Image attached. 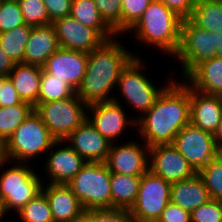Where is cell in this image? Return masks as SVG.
Segmentation results:
<instances>
[{"label":"cell","mask_w":222,"mask_h":222,"mask_svg":"<svg viewBox=\"0 0 222 222\" xmlns=\"http://www.w3.org/2000/svg\"><path fill=\"white\" fill-rule=\"evenodd\" d=\"M152 0H121V35L129 31L142 17Z\"/></svg>","instance_id":"cell-34"},{"label":"cell","mask_w":222,"mask_h":222,"mask_svg":"<svg viewBox=\"0 0 222 222\" xmlns=\"http://www.w3.org/2000/svg\"><path fill=\"white\" fill-rule=\"evenodd\" d=\"M1 7H2V0H0V10H1Z\"/></svg>","instance_id":"cell-52"},{"label":"cell","mask_w":222,"mask_h":222,"mask_svg":"<svg viewBox=\"0 0 222 222\" xmlns=\"http://www.w3.org/2000/svg\"><path fill=\"white\" fill-rule=\"evenodd\" d=\"M198 175L208 189L211 199L222 202V162L216 156L209 160Z\"/></svg>","instance_id":"cell-32"},{"label":"cell","mask_w":222,"mask_h":222,"mask_svg":"<svg viewBox=\"0 0 222 222\" xmlns=\"http://www.w3.org/2000/svg\"><path fill=\"white\" fill-rule=\"evenodd\" d=\"M70 15L84 26L95 29L106 41L116 37L114 30L101 17L93 0H72Z\"/></svg>","instance_id":"cell-26"},{"label":"cell","mask_w":222,"mask_h":222,"mask_svg":"<svg viewBox=\"0 0 222 222\" xmlns=\"http://www.w3.org/2000/svg\"><path fill=\"white\" fill-rule=\"evenodd\" d=\"M51 22L71 14L72 0H43Z\"/></svg>","instance_id":"cell-39"},{"label":"cell","mask_w":222,"mask_h":222,"mask_svg":"<svg viewBox=\"0 0 222 222\" xmlns=\"http://www.w3.org/2000/svg\"><path fill=\"white\" fill-rule=\"evenodd\" d=\"M42 69L43 67L37 65L17 63L8 75L20 99L32 107L38 104Z\"/></svg>","instance_id":"cell-24"},{"label":"cell","mask_w":222,"mask_h":222,"mask_svg":"<svg viewBox=\"0 0 222 222\" xmlns=\"http://www.w3.org/2000/svg\"><path fill=\"white\" fill-rule=\"evenodd\" d=\"M26 25L32 27L51 24L43 0H19Z\"/></svg>","instance_id":"cell-33"},{"label":"cell","mask_w":222,"mask_h":222,"mask_svg":"<svg viewBox=\"0 0 222 222\" xmlns=\"http://www.w3.org/2000/svg\"><path fill=\"white\" fill-rule=\"evenodd\" d=\"M210 199L209 191L198 173L190 179L172 183L170 201L190 213Z\"/></svg>","instance_id":"cell-23"},{"label":"cell","mask_w":222,"mask_h":222,"mask_svg":"<svg viewBox=\"0 0 222 222\" xmlns=\"http://www.w3.org/2000/svg\"><path fill=\"white\" fill-rule=\"evenodd\" d=\"M88 110L91 116H87V120L112 144L115 139L121 136L120 134L126 129L127 125L137 126L134 118L131 119L126 116L120 100L118 101L116 97L112 102L89 104Z\"/></svg>","instance_id":"cell-13"},{"label":"cell","mask_w":222,"mask_h":222,"mask_svg":"<svg viewBox=\"0 0 222 222\" xmlns=\"http://www.w3.org/2000/svg\"><path fill=\"white\" fill-rule=\"evenodd\" d=\"M33 110L34 107L23 101L17 105L0 106V136L7 141Z\"/></svg>","instance_id":"cell-30"},{"label":"cell","mask_w":222,"mask_h":222,"mask_svg":"<svg viewBox=\"0 0 222 222\" xmlns=\"http://www.w3.org/2000/svg\"><path fill=\"white\" fill-rule=\"evenodd\" d=\"M4 1H13V2H19V0H4Z\"/></svg>","instance_id":"cell-51"},{"label":"cell","mask_w":222,"mask_h":222,"mask_svg":"<svg viewBox=\"0 0 222 222\" xmlns=\"http://www.w3.org/2000/svg\"><path fill=\"white\" fill-rule=\"evenodd\" d=\"M140 182L141 176L111 173L112 208L130 210L136 202Z\"/></svg>","instance_id":"cell-25"},{"label":"cell","mask_w":222,"mask_h":222,"mask_svg":"<svg viewBox=\"0 0 222 222\" xmlns=\"http://www.w3.org/2000/svg\"><path fill=\"white\" fill-rule=\"evenodd\" d=\"M191 222H222V202L210 199L190 213Z\"/></svg>","instance_id":"cell-38"},{"label":"cell","mask_w":222,"mask_h":222,"mask_svg":"<svg viewBox=\"0 0 222 222\" xmlns=\"http://www.w3.org/2000/svg\"><path fill=\"white\" fill-rule=\"evenodd\" d=\"M15 66V63L12 59L3 51L2 46L0 45V75L8 76L10 71Z\"/></svg>","instance_id":"cell-43"},{"label":"cell","mask_w":222,"mask_h":222,"mask_svg":"<svg viewBox=\"0 0 222 222\" xmlns=\"http://www.w3.org/2000/svg\"><path fill=\"white\" fill-rule=\"evenodd\" d=\"M184 81L201 93L222 97V58L216 56L200 63Z\"/></svg>","instance_id":"cell-22"},{"label":"cell","mask_w":222,"mask_h":222,"mask_svg":"<svg viewBox=\"0 0 222 222\" xmlns=\"http://www.w3.org/2000/svg\"><path fill=\"white\" fill-rule=\"evenodd\" d=\"M220 42L221 32L201 29L190 19H183L179 49L173 56L183 65V78L200 63L215 58Z\"/></svg>","instance_id":"cell-6"},{"label":"cell","mask_w":222,"mask_h":222,"mask_svg":"<svg viewBox=\"0 0 222 222\" xmlns=\"http://www.w3.org/2000/svg\"><path fill=\"white\" fill-rule=\"evenodd\" d=\"M17 214L22 222H54L48 200L42 191L17 211Z\"/></svg>","instance_id":"cell-31"},{"label":"cell","mask_w":222,"mask_h":222,"mask_svg":"<svg viewBox=\"0 0 222 222\" xmlns=\"http://www.w3.org/2000/svg\"><path fill=\"white\" fill-rule=\"evenodd\" d=\"M101 17L114 30L121 35V0H93Z\"/></svg>","instance_id":"cell-35"},{"label":"cell","mask_w":222,"mask_h":222,"mask_svg":"<svg viewBox=\"0 0 222 222\" xmlns=\"http://www.w3.org/2000/svg\"><path fill=\"white\" fill-rule=\"evenodd\" d=\"M15 164L0 176V198L6 214L11 210L17 213L42 190L43 183L28 164Z\"/></svg>","instance_id":"cell-8"},{"label":"cell","mask_w":222,"mask_h":222,"mask_svg":"<svg viewBox=\"0 0 222 222\" xmlns=\"http://www.w3.org/2000/svg\"><path fill=\"white\" fill-rule=\"evenodd\" d=\"M189 19L201 29L222 32V0H196Z\"/></svg>","instance_id":"cell-27"},{"label":"cell","mask_w":222,"mask_h":222,"mask_svg":"<svg viewBox=\"0 0 222 222\" xmlns=\"http://www.w3.org/2000/svg\"><path fill=\"white\" fill-rule=\"evenodd\" d=\"M25 24L18 2L2 0L0 10V33L14 29Z\"/></svg>","instance_id":"cell-36"},{"label":"cell","mask_w":222,"mask_h":222,"mask_svg":"<svg viewBox=\"0 0 222 222\" xmlns=\"http://www.w3.org/2000/svg\"><path fill=\"white\" fill-rule=\"evenodd\" d=\"M74 222H89V221L83 216L81 219L76 220Z\"/></svg>","instance_id":"cell-50"},{"label":"cell","mask_w":222,"mask_h":222,"mask_svg":"<svg viewBox=\"0 0 222 222\" xmlns=\"http://www.w3.org/2000/svg\"><path fill=\"white\" fill-rule=\"evenodd\" d=\"M135 120L149 147L173 144L177 133L190 123V86L184 80L170 81L153 106Z\"/></svg>","instance_id":"cell-1"},{"label":"cell","mask_w":222,"mask_h":222,"mask_svg":"<svg viewBox=\"0 0 222 222\" xmlns=\"http://www.w3.org/2000/svg\"><path fill=\"white\" fill-rule=\"evenodd\" d=\"M88 63V53L60 48L53 53L43 70L55 78L66 80L75 90L80 86Z\"/></svg>","instance_id":"cell-16"},{"label":"cell","mask_w":222,"mask_h":222,"mask_svg":"<svg viewBox=\"0 0 222 222\" xmlns=\"http://www.w3.org/2000/svg\"><path fill=\"white\" fill-rule=\"evenodd\" d=\"M217 157L221 160L222 162V146L217 147Z\"/></svg>","instance_id":"cell-49"},{"label":"cell","mask_w":222,"mask_h":222,"mask_svg":"<svg viewBox=\"0 0 222 222\" xmlns=\"http://www.w3.org/2000/svg\"><path fill=\"white\" fill-rule=\"evenodd\" d=\"M149 158V170L171 184L190 179L196 174L173 144L150 147Z\"/></svg>","instance_id":"cell-12"},{"label":"cell","mask_w":222,"mask_h":222,"mask_svg":"<svg viewBox=\"0 0 222 222\" xmlns=\"http://www.w3.org/2000/svg\"><path fill=\"white\" fill-rule=\"evenodd\" d=\"M76 93V90L66 80L55 78L42 69L39 86L38 103L64 100Z\"/></svg>","instance_id":"cell-29"},{"label":"cell","mask_w":222,"mask_h":222,"mask_svg":"<svg viewBox=\"0 0 222 222\" xmlns=\"http://www.w3.org/2000/svg\"><path fill=\"white\" fill-rule=\"evenodd\" d=\"M182 20L160 0H152L129 32L136 34L137 41L157 46L163 53L175 56L180 45Z\"/></svg>","instance_id":"cell-3"},{"label":"cell","mask_w":222,"mask_h":222,"mask_svg":"<svg viewBox=\"0 0 222 222\" xmlns=\"http://www.w3.org/2000/svg\"><path fill=\"white\" fill-rule=\"evenodd\" d=\"M88 105L75 93L54 102L38 103L34 110L41 117L50 134L57 141H64L87 119ZM85 109V110H84Z\"/></svg>","instance_id":"cell-7"},{"label":"cell","mask_w":222,"mask_h":222,"mask_svg":"<svg viewBox=\"0 0 222 222\" xmlns=\"http://www.w3.org/2000/svg\"><path fill=\"white\" fill-rule=\"evenodd\" d=\"M60 48L52 23L32 27L26 43L23 63L43 67L47 59Z\"/></svg>","instance_id":"cell-21"},{"label":"cell","mask_w":222,"mask_h":222,"mask_svg":"<svg viewBox=\"0 0 222 222\" xmlns=\"http://www.w3.org/2000/svg\"><path fill=\"white\" fill-rule=\"evenodd\" d=\"M110 177L111 172L105 162H87L66 185L84 210L112 208Z\"/></svg>","instance_id":"cell-4"},{"label":"cell","mask_w":222,"mask_h":222,"mask_svg":"<svg viewBox=\"0 0 222 222\" xmlns=\"http://www.w3.org/2000/svg\"><path fill=\"white\" fill-rule=\"evenodd\" d=\"M174 147L198 173L206 163L217 156L213 134L189 123L175 136Z\"/></svg>","instance_id":"cell-11"},{"label":"cell","mask_w":222,"mask_h":222,"mask_svg":"<svg viewBox=\"0 0 222 222\" xmlns=\"http://www.w3.org/2000/svg\"><path fill=\"white\" fill-rule=\"evenodd\" d=\"M31 30L32 26L23 24L10 31L0 33V45L15 64L23 63L26 43Z\"/></svg>","instance_id":"cell-28"},{"label":"cell","mask_w":222,"mask_h":222,"mask_svg":"<svg viewBox=\"0 0 222 222\" xmlns=\"http://www.w3.org/2000/svg\"><path fill=\"white\" fill-rule=\"evenodd\" d=\"M217 54L216 56L219 58H222V32H221V42H220V48H216Z\"/></svg>","instance_id":"cell-46"},{"label":"cell","mask_w":222,"mask_h":222,"mask_svg":"<svg viewBox=\"0 0 222 222\" xmlns=\"http://www.w3.org/2000/svg\"><path fill=\"white\" fill-rule=\"evenodd\" d=\"M157 222H191L190 212L170 201Z\"/></svg>","instance_id":"cell-40"},{"label":"cell","mask_w":222,"mask_h":222,"mask_svg":"<svg viewBox=\"0 0 222 222\" xmlns=\"http://www.w3.org/2000/svg\"><path fill=\"white\" fill-rule=\"evenodd\" d=\"M8 155H7V142L0 136V169L7 163Z\"/></svg>","instance_id":"cell-44"},{"label":"cell","mask_w":222,"mask_h":222,"mask_svg":"<svg viewBox=\"0 0 222 222\" xmlns=\"http://www.w3.org/2000/svg\"><path fill=\"white\" fill-rule=\"evenodd\" d=\"M60 144H65V142L56 141L51 147L49 158L46 159L45 167L51 184H68L87 163L69 144L57 150L53 149L54 146Z\"/></svg>","instance_id":"cell-18"},{"label":"cell","mask_w":222,"mask_h":222,"mask_svg":"<svg viewBox=\"0 0 222 222\" xmlns=\"http://www.w3.org/2000/svg\"><path fill=\"white\" fill-rule=\"evenodd\" d=\"M56 141L33 110L6 141L8 160L13 163L29 162L31 158L50 150Z\"/></svg>","instance_id":"cell-5"},{"label":"cell","mask_w":222,"mask_h":222,"mask_svg":"<svg viewBox=\"0 0 222 222\" xmlns=\"http://www.w3.org/2000/svg\"><path fill=\"white\" fill-rule=\"evenodd\" d=\"M213 137L215 139L216 147H221L222 146V119L216 131L213 133Z\"/></svg>","instance_id":"cell-45"},{"label":"cell","mask_w":222,"mask_h":222,"mask_svg":"<svg viewBox=\"0 0 222 222\" xmlns=\"http://www.w3.org/2000/svg\"><path fill=\"white\" fill-rule=\"evenodd\" d=\"M84 217L89 222H133L127 209H88L84 211Z\"/></svg>","instance_id":"cell-37"},{"label":"cell","mask_w":222,"mask_h":222,"mask_svg":"<svg viewBox=\"0 0 222 222\" xmlns=\"http://www.w3.org/2000/svg\"><path fill=\"white\" fill-rule=\"evenodd\" d=\"M136 54L121 46L114 38L105 41L99 48L88 53L84 78L76 94L87 105L97 102H112L109 96L116 87L119 76ZM109 96V97H108Z\"/></svg>","instance_id":"cell-2"},{"label":"cell","mask_w":222,"mask_h":222,"mask_svg":"<svg viewBox=\"0 0 222 222\" xmlns=\"http://www.w3.org/2000/svg\"><path fill=\"white\" fill-rule=\"evenodd\" d=\"M3 75H0V101H2Z\"/></svg>","instance_id":"cell-48"},{"label":"cell","mask_w":222,"mask_h":222,"mask_svg":"<svg viewBox=\"0 0 222 222\" xmlns=\"http://www.w3.org/2000/svg\"><path fill=\"white\" fill-rule=\"evenodd\" d=\"M172 184L150 170L141 176L138 196L129 210L133 222H157L171 198Z\"/></svg>","instance_id":"cell-9"},{"label":"cell","mask_w":222,"mask_h":222,"mask_svg":"<svg viewBox=\"0 0 222 222\" xmlns=\"http://www.w3.org/2000/svg\"><path fill=\"white\" fill-rule=\"evenodd\" d=\"M49 203L54 222H74L84 216V208L66 184H47L41 190Z\"/></svg>","instance_id":"cell-20"},{"label":"cell","mask_w":222,"mask_h":222,"mask_svg":"<svg viewBox=\"0 0 222 222\" xmlns=\"http://www.w3.org/2000/svg\"><path fill=\"white\" fill-rule=\"evenodd\" d=\"M21 102L22 100L18 96L11 79L3 75L2 101H0V106H12L20 104Z\"/></svg>","instance_id":"cell-42"},{"label":"cell","mask_w":222,"mask_h":222,"mask_svg":"<svg viewBox=\"0 0 222 222\" xmlns=\"http://www.w3.org/2000/svg\"><path fill=\"white\" fill-rule=\"evenodd\" d=\"M64 142L87 162H105L112 144L87 119Z\"/></svg>","instance_id":"cell-17"},{"label":"cell","mask_w":222,"mask_h":222,"mask_svg":"<svg viewBox=\"0 0 222 222\" xmlns=\"http://www.w3.org/2000/svg\"><path fill=\"white\" fill-rule=\"evenodd\" d=\"M142 60L134 57L127 66L122 70L117 88H120V92L125 100L136 109L143 116L156 102L159 95L169 85L165 87L157 88L153 84V81L148 79L144 73H142L143 64Z\"/></svg>","instance_id":"cell-10"},{"label":"cell","mask_w":222,"mask_h":222,"mask_svg":"<svg viewBox=\"0 0 222 222\" xmlns=\"http://www.w3.org/2000/svg\"><path fill=\"white\" fill-rule=\"evenodd\" d=\"M222 119V97L201 93L190 87V123L214 133Z\"/></svg>","instance_id":"cell-19"},{"label":"cell","mask_w":222,"mask_h":222,"mask_svg":"<svg viewBox=\"0 0 222 222\" xmlns=\"http://www.w3.org/2000/svg\"><path fill=\"white\" fill-rule=\"evenodd\" d=\"M61 48L90 53L106 40L93 28L84 26L71 15L52 22Z\"/></svg>","instance_id":"cell-15"},{"label":"cell","mask_w":222,"mask_h":222,"mask_svg":"<svg viewBox=\"0 0 222 222\" xmlns=\"http://www.w3.org/2000/svg\"><path fill=\"white\" fill-rule=\"evenodd\" d=\"M5 210H4V207H3V203L1 201V198H0V221L1 219L3 218V216H5Z\"/></svg>","instance_id":"cell-47"},{"label":"cell","mask_w":222,"mask_h":222,"mask_svg":"<svg viewBox=\"0 0 222 222\" xmlns=\"http://www.w3.org/2000/svg\"><path fill=\"white\" fill-rule=\"evenodd\" d=\"M182 19H189L192 15L196 0H160Z\"/></svg>","instance_id":"cell-41"},{"label":"cell","mask_w":222,"mask_h":222,"mask_svg":"<svg viewBox=\"0 0 222 222\" xmlns=\"http://www.w3.org/2000/svg\"><path fill=\"white\" fill-rule=\"evenodd\" d=\"M149 149L146 143L142 146L136 141L119 146L113 143L105 163L111 173L142 176L149 170Z\"/></svg>","instance_id":"cell-14"}]
</instances>
